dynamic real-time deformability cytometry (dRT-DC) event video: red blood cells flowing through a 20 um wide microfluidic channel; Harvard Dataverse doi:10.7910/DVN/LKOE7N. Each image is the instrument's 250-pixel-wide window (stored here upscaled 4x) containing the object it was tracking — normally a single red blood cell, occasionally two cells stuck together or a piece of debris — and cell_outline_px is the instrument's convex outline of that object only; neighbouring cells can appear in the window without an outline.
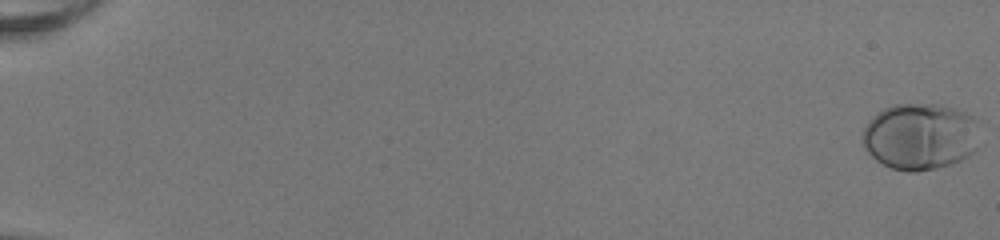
{"species": "human", "species_latin": "Homo sapiens", "temperature_condition": "room temperature", "stored_images_in_passage": 53, "camera_frame_rate_fps": 3000, "um_per_image_px": 0.085, "donor": {"sex": "female"}, "frame": {"image": 1, "passage_image": 1, "time_ms": 0.0, "image_size_px": [1000, 240], "cell_outline_px": [[976, 148], [968, 156], [960, 160], [936, 168], [916, 172], [908, 172], [892, 168], [876, 160], [864, 148], [860, 136], [868, 120], [872, 116], [884, 108], [896, 104], [932, 104], [956, 108], [976, 116]], "centroid_in_image_um": [78.17, 11.59], "position_along_channel_um": 6.8, "area_um2": 45.6}}
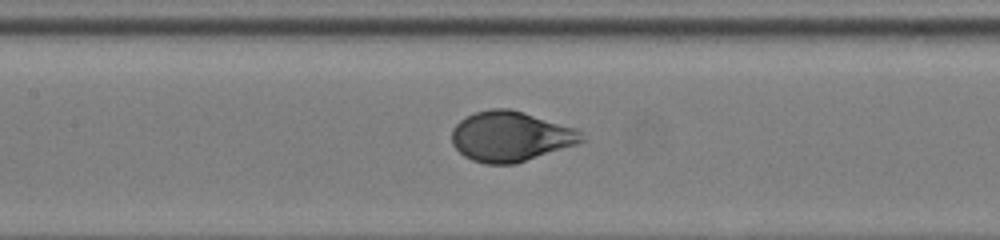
{"frame": {"image": 2, "passage_image": 28, "time_ms": 9.0, "image_size_px": [1000, 240], "cell_outline_px": [[588, 140], [516, 164], [484, 164], [472, 160], [464, 156], [452, 144], [452, 128], [464, 116], [476, 112], [492, 108], [508, 108], [576, 128]], "centroid_in_image_um": [43.38, 11.6], "position_along_channel_um": 164.0, "area_um2": 37.92}}
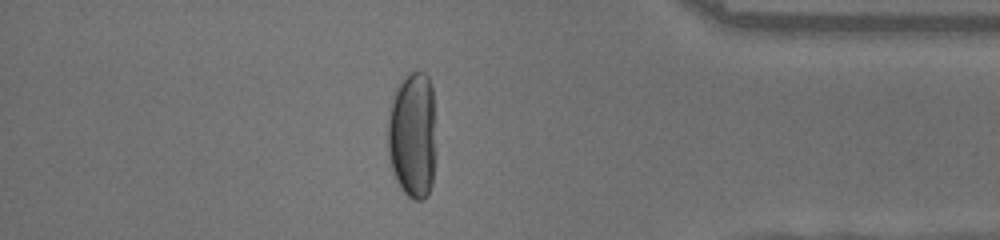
{"frame": {"image": 3, "passage_image": 47, "time_ms": 15.333, "image_size_px": [1000, 240], "cell_outline_px": [[432, 184], [428, 196], [424, 200], [416, 200], [408, 196], [400, 188], [392, 172], [388, 152], [388, 120], [392, 100], [396, 88], [408, 72], [424, 72], [428, 76], [432, 84]], "centroid_in_image_um": [35.02, 11.5], "position_along_channel_um": 400.2, "area_um2": 34.8}, "authors_computed_cell_mechanics": {"area_um2": 39.3618, "velocity_mm_per_s": 4.0643, "shape_relaxation_time_tau1_ms": 3.3992, "shape_relaxation_time_tau2_ms": null, "deformation_change_tau1": 0.2119, "deformation_change_tau2": null}}